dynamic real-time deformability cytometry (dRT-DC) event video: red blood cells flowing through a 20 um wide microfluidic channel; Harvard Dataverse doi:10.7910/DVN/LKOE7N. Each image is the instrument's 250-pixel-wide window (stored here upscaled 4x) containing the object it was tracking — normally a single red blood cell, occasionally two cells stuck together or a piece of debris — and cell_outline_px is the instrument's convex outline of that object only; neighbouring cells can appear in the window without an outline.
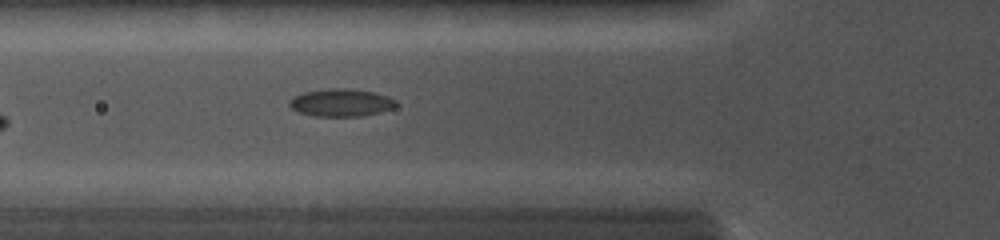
{"species": "common noctule bat (a hibernating species)", "species_latin": "Nyctalus noctula", "temperature_condition": "cold", "stored_images_in_passage": 17, "camera_frame_rate_fps": 5000, "um_per_image_px": 0.085, "animal": {"sex": "female", "body_mass_g": 19.0, "forearm_length_mm": 56.7}, "frame": {"image": 1, "passage_image": 4, "time_ms": 3.2, "image_size_px": [1000, 240], "cell_outline_px": [[400, 104], [396, 108], [364, 116], [316, 116], [300, 112], [292, 108], [288, 104], [288, 100], [292, 96], [304, 92], [328, 88], [348, 88], [372, 92], [388, 96], [396, 100]], "centroid_in_image_um": [29.03, 8.72], "position_along_channel_um": 96.8, "area_um2": 17.4}}
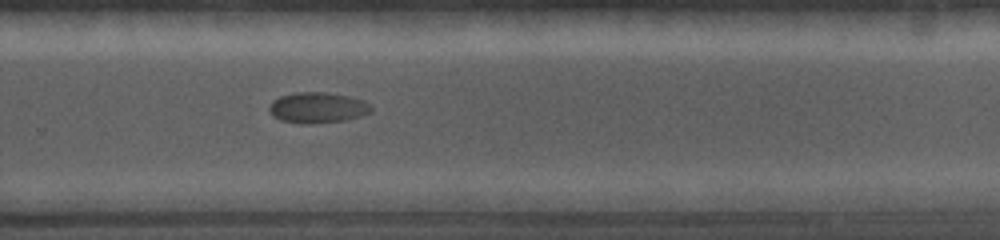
{"frame": {"image": 2, "passage_image": 9, "time_ms": 8.2, "image_size_px": [1000, 240], "cell_outline_px": [[372, 112], [360, 116], [344, 120], [308, 124], [300, 124], [280, 120], [272, 116], [268, 112], [268, 108], [272, 100], [280, 96], [296, 92], [328, 92], [348, 96], [364, 100], [372, 108]], "centroid_in_image_um": [26.95, 9.15], "position_along_channel_um": 302.9, "area_um2": 18.44}}
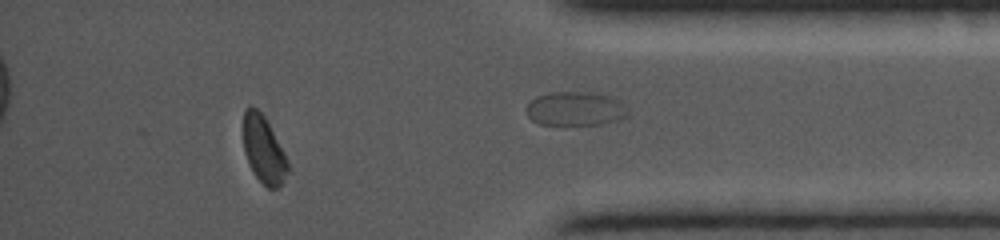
{"frame": {"image": 3, "passage_image": 13, "time_ms": 10.2, "image_size_px": [1000, 240], "cell_outline_px": [[288, 172], [284, 180], [276, 188], [268, 188], [252, 172], [244, 152], [244, 108], [248, 104], [252, 104], [264, 116], [284, 152], [288, 160]], "centroid_in_image_um": [22.39, 12.69], "position_along_channel_um": 412.8, "area_um2": 17.28}}